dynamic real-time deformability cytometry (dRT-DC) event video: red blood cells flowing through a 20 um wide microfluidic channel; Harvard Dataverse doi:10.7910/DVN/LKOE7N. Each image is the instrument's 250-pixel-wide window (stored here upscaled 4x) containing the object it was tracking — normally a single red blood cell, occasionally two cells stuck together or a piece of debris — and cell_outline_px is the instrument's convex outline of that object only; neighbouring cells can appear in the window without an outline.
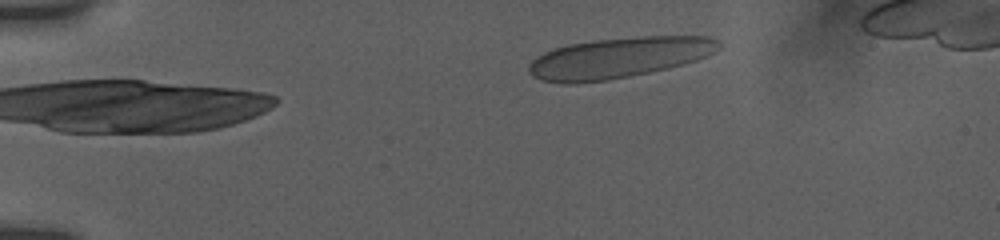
{"species": "human", "species_latin": "Homo sapiens", "temperature_condition": "room temperature", "stored_images_in_passage": 31, "camera_frame_rate_fps": 3000, "um_per_image_px": 0.085, "donor": {"sex": "female"}, "frame": {"image": 1, "passage_image": 1, "time_ms": 0.0, "image_size_px": [1000, 240], "cell_outline_px": [[720, 48], [696, 60], [668, 68], [608, 80], [576, 84], [564, 84], [544, 80], [532, 76], [528, 68], [532, 60], [544, 52], [568, 44], [592, 40], [644, 36], [704, 36], [720, 40]], "centroid_in_image_um": [52.57, 4.9], "position_along_channel_um": 32.4, "area_um2": 44.74}}
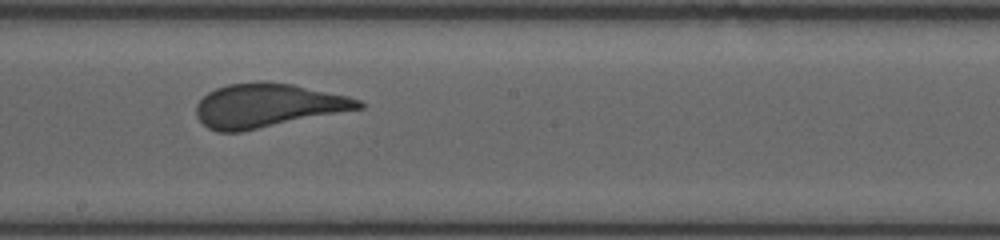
{"frame": {"image": 2, "passage_image": 16, "time_ms": 7.0, "image_size_px": [1000, 240], "cell_outline_px": [[364, 108], [240, 132], [216, 132], [208, 128], [196, 116], [196, 104], [208, 92], [216, 88], [228, 84], [260, 80], [264, 80], [292, 84], [348, 96], [360, 100], [364, 104]], "centroid_in_image_um": [22.73, 8.96], "position_along_channel_um": 225.5, "area_um2": 41.62}}
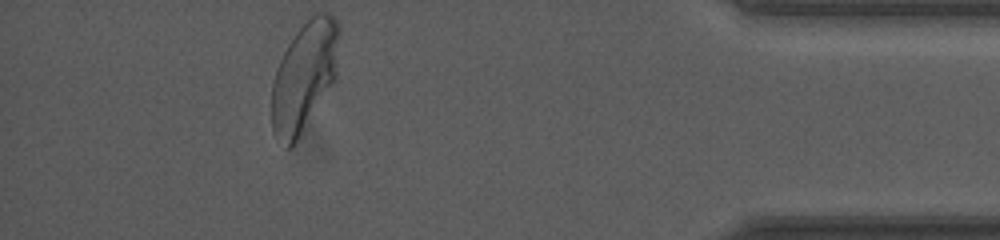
{"frame": {"image": 3, "passage_image": 31, "time_ms": 13.0, "image_size_px": [1000, 240], "cell_outline_px": [[340, 36], [336, 80], [292, 148], [288, 148], [272, 132], [272, 84], [276, 68], [288, 44], [296, 32], [312, 12], [328, 12], [340, 24]], "centroid_in_image_um": [25.9, 6.45], "position_along_channel_um": 409.3, "area_um2": 43.64}, "authors_computed_cell_mechanics": {"area_um2": 41.6738, "velocity_mm_per_s": 3.7641, "shape_relaxation_time_tau1_ms": 4.7703, "shape_relaxation_time_tau2_ms": null, "deformation_change_tau1": 0.1612, "deformation_change_tau2": null}}